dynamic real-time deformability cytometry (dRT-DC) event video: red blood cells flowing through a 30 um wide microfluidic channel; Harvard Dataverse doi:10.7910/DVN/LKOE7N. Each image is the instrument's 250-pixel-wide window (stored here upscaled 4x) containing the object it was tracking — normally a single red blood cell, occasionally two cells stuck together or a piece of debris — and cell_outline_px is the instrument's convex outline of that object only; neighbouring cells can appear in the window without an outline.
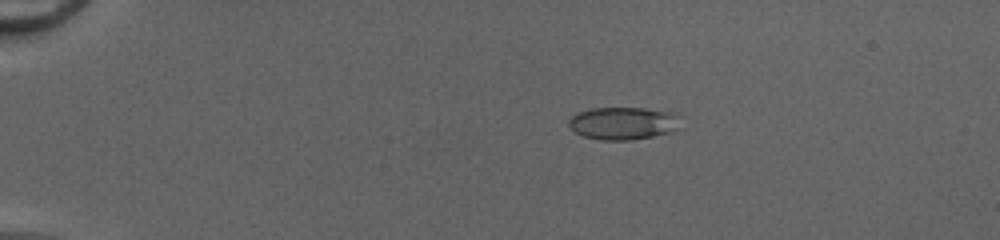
{"species": "common noctule bat (a hibernating species)", "species_latin": "Nyctalus noctula", "temperature_condition": "cold", "stored_images_in_passage": 52, "camera_frame_rate_fps": 3000, "um_per_image_px": 0.085, "animal": {"sex": "female", "body_mass_g": 20.0, "forearm_length_mm": 54.0}, "frame": {"image": 1, "passage_image": 12, "time_ms": 3.667, "image_size_px": [1000, 240], "cell_outline_px": [[680, 128], [672, 132], [632, 140], [600, 140], [584, 136], [576, 132], [568, 124], [568, 120], [572, 116], [580, 112], [592, 108], [644, 108], [676, 112]], "centroid_in_image_um": [53.0, 10.48], "position_along_channel_um": 32.0, "area_um2": 21.27}}
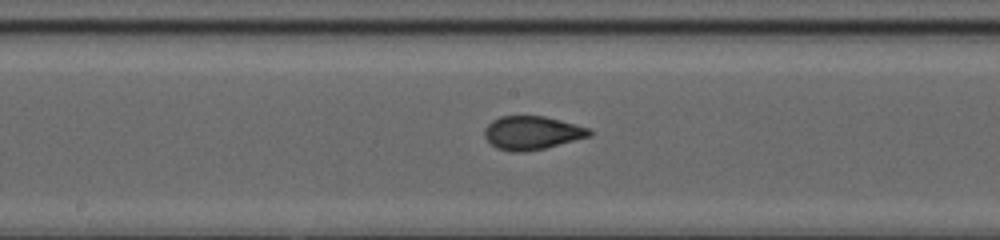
{"frame": {"image": 2, "passage_image": 30, "time_ms": 9.667, "image_size_px": [1000, 240], "cell_outline_px": [[592, 136], [544, 148], [524, 152], [512, 152], [496, 148], [484, 136], [484, 128], [492, 120], [500, 116], [544, 116], [560, 120], [588, 128], [592, 132]], "centroid_in_image_um": [45.2, 11.29], "position_along_channel_um": 203.0, "area_um2": 20.4}}
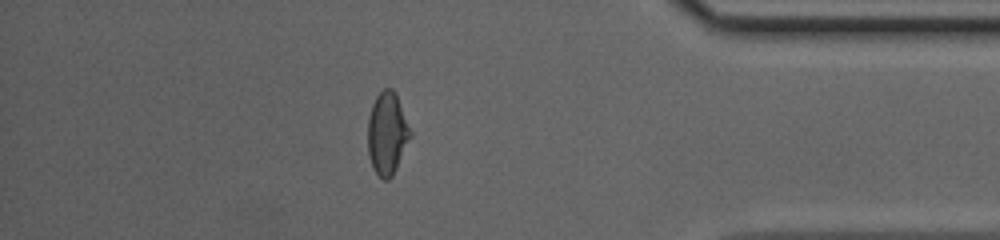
{"frame": {"image": 3, "passage_image": 46, "time_ms": 15.0, "image_size_px": [1000, 240], "cell_outline_px": [[412, 136], [392, 176], [388, 180], [384, 180], [372, 168], [368, 152], [368, 116], [372, 104], [376, 96], [384, 88], [392, 88], [396, 96], [412, 132]], "centroid_in_image_um": [32.9, 11.35], "position_along_channel_um": 402.3, "area_um2": 20.29}, "authors_computed_cell_mechanics": {"area_um2": 20.4034, "velocity_mm_per_s": 4.22, "shape_relaxation_time_tau1_ms": 8.2379, "shape_relaxation_time_tau2_ms": null, "deformation_change_tau1": 0.2306, "deformation_change_tau2": null}}